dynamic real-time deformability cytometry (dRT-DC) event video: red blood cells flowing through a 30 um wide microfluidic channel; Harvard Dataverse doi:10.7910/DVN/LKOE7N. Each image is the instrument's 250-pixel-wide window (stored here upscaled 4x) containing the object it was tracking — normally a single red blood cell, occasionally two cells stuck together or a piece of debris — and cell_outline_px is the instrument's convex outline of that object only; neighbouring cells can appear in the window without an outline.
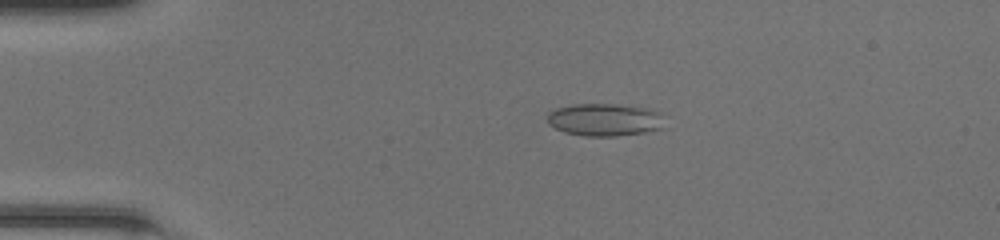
{"species": "common noctule bat (a hibernating species)", "species_latin": "Nyctalus noctula", "temperature_condition": "room temperature", "stored_images_in_passage": 49, "camera_frame_rate_fps": 3000, "um_per_image_px": 0.085, "animal": {"sex": "female", "body_mass_g": 20.0, "forearm_length_mm": 54.0}, "frame": {"image": 1, "passage_image": 11, "time_ms": 3.333, "image_size_px": [1000, 240], "cell_outline_px": [[668, 128], [644, 132], [616, 136], [584, 136], [564, 132], [548, 124], [548, 112], [556, 108], [572, 104], [616, 104], [644, 108], [660, 112]], "centroid_in_image_um": [51.43, 10.18], "position_along_channel_um": 33.6, "area_um2": 22.48}}
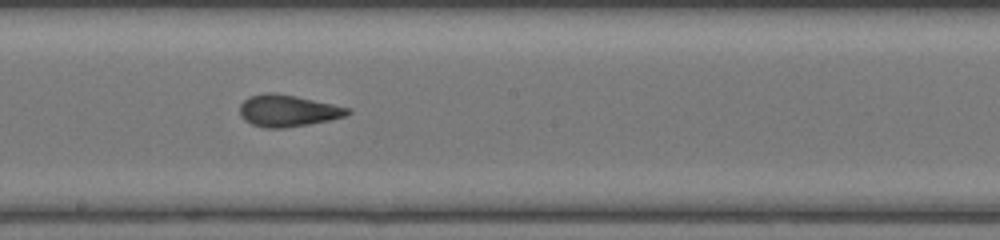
{"frame": {"image": 2, "passage_image": 28, "time_ms": 9.0, "image_size_px": [1000, 240], "cell_outline_px": [[352, 112], [344, 116], [328, 120], [308, 124], [284, 128], [264, 128], [252, 124], [244, 120], [240, 116], [240, 104], [248, 96], [264, 92], [276, 92], [296, 96], [352, 108]], "centroid_in_image_um": [24.44, 9.4], "position_along_channel_um": 223.8, "area_um2": 20.11}}
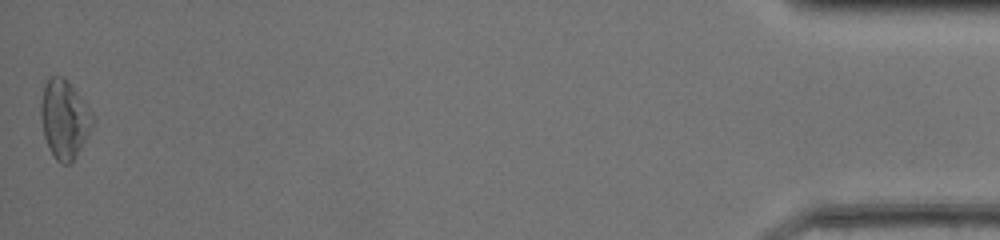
{"frame": {"image": 3, "passage_image": 49, "time_ms": 16.0, "image_size_px": [1000, 240], "cell_outline_px": [[96, 116], [92, 128], [80, 148], [72, 160], [68, 164], [64, 164], [56, 160], [48, 148], [44, 136], [40, 120], [40, 104], [44, 84], [48, 76], [60, 76], [68, 80], [84, 100]], "centroid_in_image_um": [5.46, 10.08], "position_along_channel_um": 429.7, "area_um2": 23.99}, "authors_computed_cell_mechanics": {"area_um2": 20.5768, "velocity_mm_per_s": 4.2898, "shape_relaxation_time_tau1_ms": null, "shape_relaxation_time_tau2_ms": 1.4399, "deformation_change_tau1": null, "deformation_change_tau2": 0.0818}}